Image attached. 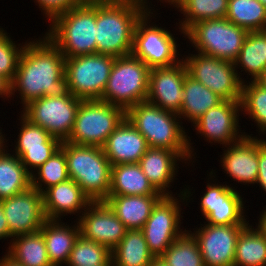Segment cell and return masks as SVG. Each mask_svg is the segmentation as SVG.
Masks as SVG:
<instances>
[{
  "instance_id": "1",
  "label": "cell",
  "mask_w": 266,
  "mask_h": 266,
  "mask_svg": "<svg viewBox=\"0 0 266 266\" xmlns=\"http://www.w3.org/2000/svg\"><path fill=\"white\" fill-rule=\"evenodd\" d=\"M69 93L65 57L60 50L45 34L27 41L11 82V100L19 96V103L24 107L44 96L59 97Z\"/></svg>"
},
{
  "instance_id": "2",
  "label": "cell",
  "mask_w": 266,
  "mask_h": 266,
  "mask_svg": "<svg viewBox=\"0 0 266 266\" xmlns=\"http://www.w3.org/2000/svg\"><path fill=\"white\" fill-rule=\"evenodd\" d=\"M147 10L144 0L96 4V53L114 57L130 55L136 23Z\"/></svg>"
},
{
  "instance_id": "3",
  "label": "cell",
  "mask_w": 266,
  "mask_h": 266,
  "mask_svg": "<svg viewBox=\"0 0 266 266\" xmlns=\"http://www.w3.org/2000/svg\"><path fill=\"white\" fill-rule=\"evenodd\" d=\"M125 117L144 136L149 147L190 152L191 158L197 161L192 137L188 136L177 113L144 101L130 107Z\"/></svg>"
},
{
  "instance_id": "4",
  "label": "cell",
  "mask_w": 266,
  "mask_h": 266,
  "mask_svg": "<svg viewBox=\"0 0 266 266\" xmlns=\"http://www.w3.org/2000/svg\"><path fill=\"white\" fill-rule=\"evenodd\" d=\"M45 36L65 58L96 54V4H80L57 15Z\"/></svg>"
},
{
  "instance_id": "5",
  "label": "cell",
  "mask_w": 266,
  "mask_h": 266,
  "mask_svg": "<svg viewBox=\"0 0 266 266\" xmlns=\"http://www.w3.org/2000/svg\"><path fill=\"white\" fill-rule=\"evenodd\" d=\"M60 148L64 151L67 170L92 202L104 201L111 188V163L103 148L78 145L64 141Z\"/></svg>"
},
{
  "instance_id": "6",
  "label": "cell",
  "mask_w": 266,
  "mask_h": 266,
  "mask_svg": "<svg viewBox=\"0 0 266 266\" xmlns=\"http://www.w3.org/2000/svg\"><path fill=\"white\" fill-rule=\"evenodd\" d=\"M150 68L132 54L115 57L100 101L122 108L125 112L144 102L148 96Z\"/></svg>"
},
{
  "instance_id": "7",
  "label": "cell",
  "mask_w": 266,
  "mask_h": 266,
  "mask_svg": "<svg viewBox=\"0 0 266 266\" xmlns=\"http://www.w3.org/2000/svg\"><path fill=\"white\" fill-rule=\"evenodd\" d=\"M190 185H185L180 190L178 196H163L155 205L147 219L145 225L141 229L144 233L145 240L148 244L149 251L155 258H159L168 247L187 230L181 229V218L183 216V205H188V202L193 200L192 197L195 192H191ZM179 197V198H178ZM189 200V201H188ZM181 202V203H180ZM182 211V213H181Z\"/></svg>"
},
{
  "instance_id": "8",
  "label": "cell",
  "mask_w": 266,
  "mask_h": 266,
  "mask_svg": "<svg viewBox=\"0 0 266 266\" xmlns=\"http://www.w3.org/2000/svg\"><path fill=\"white\" fill-rule=\"evenodd\" d=\"M153 12L156 10H147L137 21L131 54L150 69L174 66L183 60L180 58L182 55L179 53L180 48L178 49V38L171 30L151 21L158 14Z\"/></svg>"
},
{
  "instance_id": "9",
  "label": "cell",
  "mask_w": 266,
  "mask_h": 266,
  "mask_svg": "<svg viewBox=\"0 0 266 266\" xmlns=\"http://www.w3.org/2000/svg\"><path fill=\"white\" fill-rule=\"evenodd\" d=\"M247 34L246 29L226 18H218L195 23L185 32L184 38L197 53L234 62Z\"/></svg>"
},
{
  "instance_id": "10",
  "label": "cell",
  "mask_w": 266,
  "mask_h": 266,
  "mask_svg": "<svg viewBox=\"0 0 266 266\" xmlns=\"http://www.w3.org/2000/svg\"><path fill=\"white\" fill-rule=\"evenodd\" d=\"M125 118V111L100 100H82L67 142L102 147Z\"/></svg>"
},
{
  "instance_id": "11",
  "label": "cell",
  "mask_w": 266,
  "mask_h": 266,
  "mask_svg": "<svg viewBox=\"0 0 266 266\" xmlns=\"http://www.w3.org/2000/svg\"><path fill=\"white\" fill-rule=\"evenodd\" d=\"M114 61V56L98 53L65 58L69 92L82 100H100Z\"/></svg>"
},
{
  "instance_id": "12",
  "label": "cell",
  "mask_w": 266,
  "mask_h": 266,
  "mask_svg": "<svg viewBox=\"0 0 266 266\" xmlns=\"http://www.w3.org/2000/svg\"><path fill=\"white\" fill-rule=\"evenodd\" d=\"M192 52L182 57L188 74L223 100L241 101L243 82L234 62Z\"/></svg>"
},
{
  "instance_id": "13",
  "label": "cell",
  "mask_w": 266,
  "mask_h": 266,
  "mask_svg": "<svg viewBox=\"0 0 266 266\" xmlns=\"http://www.w3.org/2000/svg\"><path fill=\"white\" fill-rule=\"evenodd\" d=\"M81 101L71 93L59 97L44 96L22 107L19 113L64 142L69 139Z\"/></svg>"
},
{
  "instance_id": "14",
  "label": "cell",
  "mask_w": 266,
  "mask_h": 266,
  "mask_svg": "<svg viewBox=\"0 0 266 266\" xmlns=\"http://www.w3.org/2000/svg\"><path fill=\"white\" fill-rule=\"evenodd\" d=\"M210 169L209 177L206 182V191L201 195L200 211L203 215L204 223L211 225H248L247 215H245V202L243 201L242 194L231 186L232 183L227 185L223 182L221 184L214 179L217 172ZM214 177V178H213ZM214 182V183H212ZM217 182V183H216ZM220 183V184H218ZM225 183V184H224ZM246 216V217H245Z\"/></svg>"
},
{
  "instance_id": "15",
  "label": "cell",
  "mask_w": 266,
  "mask_h": 266,
  "mask_svg": "<svg viewBox=\"0 0 266 266\" xmlns=\"http://www.w3.org/2000/svg\"><path fill=\"white\" fill-rule=\"evenodd\" d=\"M240 114V101L223 100L217 106L206 111L192 126H195L196 135L199 134L206 142L214 145L218 143L220 146L226 147L237 142L244 135H253L241 130Z\"/></svg>"
},
{
  "instance_id": "16",
  "label": "cell",
  "mask_w": 266,
  "mask_h": 266,
  "mask_svg": "<svg viewBox=\"0 0 266 266\" xmlns=\"http://www.w3.org/2000/svg\"><path fill=\"white\" fill-rule=\"evenodd\" d=\"M246 226L202 223L187 231L197 241L205 266H233L236 242Z\"/></svg>"
},
{
  "instance_id": "17",
  "label": "cell",
  "mask_w": 266,
  "mask_h": 266,
  "mask_svg": "<svg viewBox=\"0 0 266 266\" xmlns=\"http://www.w3.org/2000/svg\"><path fill=\"white\" fill-rule=\"evenodd\" d=\"M19 115L18 126L21 127L18 128L20 130L14 141V149L11 148L10 152L18 156L27 171L32 174L60 149L62 142L42 127L31 123L22 114Z\"/></svg>"
},
{
  "instance_id": "18",
  "label": "cell",
  "mask_w": 266,
  "mask_h": 266,
  "mask_svg": "<svg viewBox=\"0 0 266 266\" xmlns=\"http://www.w3.org/2000/svg\"><path fill=\"white\" fill-rule=\"evenodd\" d=\"M1 202L12 237L37 232L47 220L43 193L33 187Z\"/></svg>"
},
{
  "instance_id": "19",
  "label": "cell",
  "mask_w": 266,
  "mask_h": 266,
  "mask_svg": "<svg viewBox=\"0 0 266 266\" xmlns=\"http://www.w3.org/2000/svg\"><path fill=\"white\" fill-rule=\"evenodd\" d=\"M80 236L108 247L111 251L127 232L125 225L104 201L92 202L76 217Z\"/></svg>"
},
{
  "instance_id": "20",
  "label": "cell",
  "mask_w": 266,
  "mask_h": 266,
  "mask_svg": "<svg viewBox=\"0 0 266 266\" xmlns=\"http://www.w3.org/2000/svg\"><path fill=\"white\" fill-rule=\"evenodd\" d=\"M180 162L185 165L188 163V166L191 162L192 165L195 163L190 152H174L165 148L149 147L139 160V165L157 192L163 196H175L178 194H173L169 189L174 180L178 179L175 177H177Z\"/></svg>"
},
{
  "instance_id": "21",
  "label": "cell",
  "mask_w": 266,
  "mask_h": 266,
  "mask_svg": "<svg viewBox=\"0 0 266 266\" xmlns=\"http://www.w3.org/2000/svg\"><path fill=\"white\" fill-rule=\"evenodd\" d=\"M187 73L183 60L171 67L152 68L146 101L178 114L183 102V84Z\"/></svg>"
},
{
  "instance_id": "22",
  "label": "cell",
  "mask_w": 266,
  "mask_h": 266,
  "mask_svg": "<svg viewBox=\"0 0 266 266\" xmlns=\"http://www.w3.org/2000/svg\"><path fill=\"white\" fill-rule=\"evenodd\" d=\"M222 148L224 151L219 162L223 172L232 178L231 181L255 185L258 178V135H244L237 142Z\"/></svg>"
},
{
  "instance_id": "23",
  "label": "cell",
  "mask_w": 266,
  "mask_h": 266,
  "mask_svg": "<svg viewBox=\"0 0 266 266\" xmlns=\"http://www.w3.org/2000/svg\"><path fill=\"white\" fill-rule=\"evenodd\" d=\"M43 203L47 219L61 220L68 214L80 217L92 201L81 187L69 178L46 189L43 192Z\"/></svg>"
},
{
  "instance_id": "24",
  "label": "cell",
  "mask_w": 266,
  "mask_h": 266,
  "mask_svg": "<svg viewBox=\"0 0 266 266\" xmlns=\"http://www.w3.org/2000/svg\"><path fill=\"white\" fill-rule=\"evenodd\" d=\"M112 166L139 163L149 148L144 136L125 117L102 146Z\"/></svg>"
},
{
  "instance_id": "25",
  "label": "cell",
  "mask_w": 266,
  "mask_h": 266,
  "mask_svg": "<svg viewBox=\"0 0 266 266\" xmlns=\"http://www.w3.org/2000/svg\"><path fill=\"white\" fill-rule=\"evenodd\" d=\"M163 195H108L104 202L128 230H141Z\"/></svg>"
},
{
  "instance_id": "26",
  "label": "cell",
  "mask_w": 266,
  "mask_h": 266,
  "mask_svg": "<svg viewBox=\"0 0 266 266\" xmlns=\"http://www.w3.org/2000/svg\"><path fill=\"white\" fill-rule=\"evenodd\" d=\"M62 220L47 219L40 229L46 243L48 259L52 266L66 265L75 241L80 236L77 221L72 225Z\"/></svg>"
},
{
  "instance_id": "27",
  "label": "cell",
  "mask_w": 266,
  "mask_h": 266,
  "mask_svg": "<svg viewBox=\"0 0 266 266\" xmlns=\"http://www.w3.org/2000/svg\"><path fill=\"white\" fill-rule=\"evenodd\" d=\"M240 80L244 83L246 80L241 77L247 73V79L256 81L266 69V32L255 31L248 32L241 51L234 61ZM238 69H242L240 73ZM243 78V79H242Z\"/></svg>"
},
{
  "instance_id": "28",
  "label": "cell",
  "mask_w": 266,
  "mask_h": 266,
  "mask_svg": "<svg viewBox=\"0 0 266 266\" xmlns=\"http://www.w3.org/2000/svg\"><path fill=\"white\" fill-rule=\"evenodd\" d=\"M109 195H162L142 172L139 163L117 164L111 167Z\"/></svg>"
},
{
  "instance_id": "29",
  "label": "cell",
  "mask_w": 266,
  "mask_h": 266,
  "mask_svg": "<svg viewBox=\"0 0 266 266\" xmlns=\"http://www.w3.org/2000/svg\"><path fill=\"white\" fill-rule=\"evenodd\" d=\"M222 101L221 97L187 73L183 84V102L178 115L185 122L187 120L193 124L206 111Z\"/></svg>"
},
{
  "instance_id": "30",
  "label": "cell",
  "mask_w": 266,
  "mask_h": 266,
  "mask_svg": "<svg viewBox=\"0 0 266 266\" xmlns=\"http://www.w3.org/2000/svg\"><path fill=\"white\" fill-rule=\"evenodd\" d=\"M9 152L7 145L0 151V201L31 188V174L19 157Z\"/></svg>"
},
{
  "instance_id": "31",
  "label": "cell",
  "mask_w": 266,
  "mask_h": 266,
  "mask_svg": "<svg viewBox=\"0 0 266 266\" xmlns=\"http://www.w3.org/2000/svg\"><path fill=\"white\" fill-rule=\"evenodd\" d=\"M174 8L183 14L181 20L176 22L182 36L195 23L202 20L225 18L228 11V0H180Z\"/></svg>"
},
{
  "instance_id": "32",
  "label": "cell",
  "mask_w": 266,
  "mask_h": 266,
  "mask_svg": "<svg viewBox=\"0 0 266 266\" xmlns=\"http://www.w3.org/2000/svg\"><path fill=\"white\" fill-rule=\"evenodd\" d=\"M113 266H149L155 259L149 251L142 230H127L121 242L111 251Z\"/></svg>"
},
{
  "instance_id": "33",
  "label": "cell",
  "mask_w": 266,
  "mask_h": 266,
  "mask_svg": "<svg viewBox=\"0 0 266 266\" xmlns=\"http://www.w3.org/2000/svg\"><path fill=\"white\" fill-rule=\"evenodd\" d=\"M6 253L22 266H52L40 230L13 237Z\"/></svg>"
},
{
  "instance_id": "34",
  "label": "cell",
  "mask_w": 266,
  "mask_h": 266,
  "mask_svg": "<svg viewBox=\"0 0 266 266\" xmlns=\"http://www.w3.org/2000/svg\"><path fill=\"white\" fill-rule=\"evenodd\" d=\"M248 224L239 234L233 266H266V237Z\"/></svg>"
},
{
  "instance_id": "35",
  "label": "cell",
  "mask_w": 266,
  "mask_h": 266,
  "mask_svg": "<svg viewBox=\"0 0 266 266\" xmlns=\"http://www.w3.org/2000/svg\"><path fill=\"white\" fill-rule=\"evenodd\" d=\"M225 18L248 32L266 30V6L259 0H228Z\"/></svg>"
},
{
  "instance_id": "36",
  "label": "cell",
  "mask_w": 266,
  "mask_h": 266,
  "mask_svg": "<svg viewBox=\"0 0 266 266\" xmlns=\"http://www.w3.org/2000/svg\"><path fill=\"white\" fill-rule=\"evenodd\" d=\"M241 116H248L259 131L260 137H266V89L257 81H245L242 85ZM263 135V136H262Z\"/></svg>"
},
{
  "instance_id": "37",
  "label": "cell",
  "mask_w": 266,
  "mask_h": 266,
  "mask_svg": "<svg viewBox=\"0 0 266 266\" xmlns=\"http://www.w3.org/2000/svg\"><path fill=\"white\" fill-rule=\"evenodd\" d=\"M68 179L65 153L60 148L31 174V187L43 193L49 187Z\"/></svg>"
},
{
  "instance_id": "38",
  "label": "cell",
  "mask_w": 266,
  "mask_h": 266,
  "mask_svg": "<svg viewBox=\"0 0 266 266\" xmlns=\"http://www.w3.org/2000/svg\"><path fill=\"white\" fill-rule=\"evenodd\" d=\"M168 266H205L195 238L186 231L160 256Z\"/></svg>"
},
{
  "instance_id": "39",
  "label": "cell",
  "mask_w": 266,
  "mask_h": 266,
  "mask_svg": "<svg viewBox=\"0 0 266 266\" xmlns=\"http://www.w3.org/2000/svg\"><path fill=\"white\" fill-rule=\"evenodd\" d=\"M111 260V250L108 247L79 236L66 266H103Z\"/></svg>"
},
{
  "instance_id": "40",
  "label": "cell",
  "mask_w": 266,
  "mask_h": 266,
  "mask_svg": "<svg viewBox=\"0 0 266 266\" xmlns=\"http://www.w3.org/2000/svg\"><path fill=\"white\" fill-rule=\"evenodd\" d=\"M8 34L0 26V75L12 82L17 71L19 57L28 40L17 44Z\"/></svg>"
},
{
  "instance_id": "41",
  "label": "cell",
  "mask_w": 266,
  "mask_h": 266,
  "mask_svg": "<svg viewBox=\"0 0 266 266\" xmlns=\"http://www.w3.org/2000/svg\"><path fill=\"white\" fill-rule=\"evenodd\" d=\"M34 3L39 7L43 17L45 16V18H47L45 20H47L49 23L57 15L80 5L77 0H34Z\"/></svg>"
},
{
  "instance_id": "42",
  "label": "cell",
  "mask_w": 266,
  "mask_h": 266,
  "mask_svg": "<svg viewBox=\"0 0 266 266\" xmlns=\"http://www.w3.org/2000/svg\"><path fill=\"white\" fill-rule=\"evenodd\" d=\"M266 193V139L258 138V178L256 183Z\"/></svg>"
},
{
  "instance_id": "43",
  "label": "cell",
  "mask_w": 266,
  "mask_h": 266,
  "mask_svg": "<svg viewBox=\"0 0 266 266\" xmlns=\"http://www.w3.org/2000/svg\"><path fill=\"white\" fill-rule=\"evenodd\" d=\"M9 238H11V239H9ZM12 238L13 237L11 236L10 231H9V226L7 223V218L5 217L2 202L0 201V240H2V239L6 240L7 239V242H8V239H9L10 242H8L9 243L8 245H10Z\"/></svg>"
},
{
  "instance_id": "44",
  "label": "cell",
  "mask_w": 266,
  "mask_h": 266,
  "mask_svg": "<svg viewBox=\"0 0 266 266\" xmlns=\"http://www.w3.org/2000/svg\"><path fill=\"white\" fill-rule=\"evenodd\" d=\"M11 97V82L0 75V98H3L5 102V99L7 100L9 98V101Z\"/></svg>"
},
{
  "instance_id": "45",
  "label": "cell",
  "mask_w": 266,
  "mask_h": 266,
  "mask_svg": "<svg viewBox=\"0 0 266 266\" xmlns=\"http://www.w3.org/2000/svg\"><path fill=\"white\" fill-rule=\"evenodd\" d=\"M264 210L262 209V211L259 214V219L258 222L255 223V227H257V229H259L262 234L266 237V205L265 207H263Z\"/></svg>"
},
{
  "instance_id": "46",
  "label": "cell",
  "mask_w": 266,
  "mask_h": 266,
  "mask_svg": "<svg viewBox=\"0 0 266 266\" xmlns=\"http://www.w3.org/2000/svg\"><path fill=\"white\" fill-rule=\"evenodd\" d=\"M0 266H22L20 263L16 262L12 257H10L6 252L0 259Z\"/></svg>"
},
{
  "instance_id": "47",
  "label": "cell",
  "mask_w": 266,
  "mask_h": 266,
  "mask_svg": "<svg viewBox=\"0 0 266 266\" xmlns=\"http://www.w3.org/2000/svg\"><path fill=\"white\" fill-rule=\"evenodd\" d=\"M158 1V0H157ZM162 4H164V2H165V4L167 3L168 5H170V7L172 6V8L175 6V4L178 2V1H180V0H159ZM144 2H145V4H146V6H147V8H148V10H154L153 8L154 7H152V6H155V5H153L152 4V2L150 1L149 2V0H144ZM151 3V4H150ZM151 6V7H150Z\"/></svg>"
},
{
  "instance_id": "48",
  "label": "cell",
  "mask_w": 266,
  "mask_h": 266,
  "mask_svg": "<svg viewBox=\"0 0 266 266\" xmlns=\"http://www.w3.org/2000/svg\"><path fill=\"white\" fill-rule=\"evenodd\" d=\"M113 1H116V0H77L79 4H88V5L104 4V3H109Z\"/></svg>"
},
{
  "instance_id": "49",
  "label": "cell",
  "mask_w": 266,
  "mask_h": 266,
  "mask_svg": "<svg viewBox=\"0 0 266 266\" xmlns=\"http://www.w3.org/2000/svg\"><path fill=\"white\" fill-rule=\"evenodd\" d=\"M4 132H2V128L0 127V151L6 146L8 145V143H6L8 140L5 138V134H3Z\"/></svg>"
},
{
  "instance_id": "50",
  "label": "cell",
  "mask_w": 266,
  "mask_h": 266,
  "mask_svg": "<svg viewBox=\"0 0 266 266\" xmlns=\"http://www.w3.org/2000/svg\"><path fill=\"white\" fill-rule=\"evenodd\" d=\"M149 266H168L160 257L155 258Z\"/></svg>"
},
{
  "instance_id": "51",
  "label": "cell",
  "mask_w": 266,
  "mask_h": 266,
  "mask_svg": "<svg viewBox=\"0 0 266 266\" xmlns=\"http://www.w3.org/2000/svg\"><path fill=\"white\" fill-rule=\"evenodd\" d=\"M256 81L266 89V69Z\"/></svg>"
},
{
  "instance_id": "52",
  "label": "cell",
  "mask_w": 266,
  "mask_h": 266,
  "mask_svg": "<svg viewBox=\"0 0 266 266\" xmlns=\"http://www.w3.org/2000/svg\"><path fill=\"white\" fill-rule=\"evenodd\" d=\"M103 266H113L112 260L108 264L103 265Z\"/></svg>"
},
{
  "instance_id": "53",
  "label": "cell",
  "mask_w": 266,
  "mask_h": 266,
  "mask_svg": "<svg viewBox=\"0 0 266 266\" xmlns=\"http://www.w3.org/2000/svg\"><path fill=\"white\" fill-rule=\"evenodd\" d=\"M264 6H266V0H259Z\"/></svg>"
}]
</instances>
